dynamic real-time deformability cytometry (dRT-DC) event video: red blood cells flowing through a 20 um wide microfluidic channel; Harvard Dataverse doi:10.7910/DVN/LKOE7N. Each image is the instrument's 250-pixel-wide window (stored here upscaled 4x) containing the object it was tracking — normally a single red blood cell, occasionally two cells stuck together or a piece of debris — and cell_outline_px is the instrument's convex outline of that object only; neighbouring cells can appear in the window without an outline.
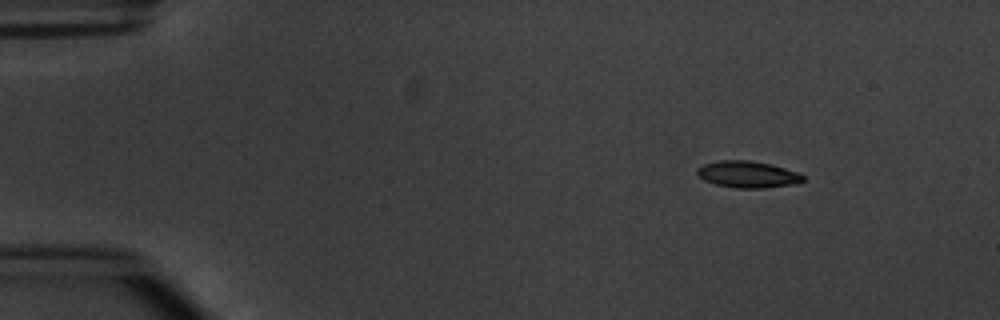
{"species": "common noctule bat (a hibernating species)", "species_latin": "Nyctalus noctula", "temperature_condition": "warm", "stored_images_in_passage": 5, "camera_frame_rate_fps": 3000, "um_per_image_px": 0.085, "animal": {"sex": "male", "body_mass_g": 20.1, "forearm_length_mm": 53.5}, "frame": {"image": 1, "passage_image": 1, "time_ms": 0.0, "image_size_px": [1000, 320], "cell_outline_px": [[804, 180], [796, 184], [764, 188], [736, 188], [716, 184], [704, 180], [696, 172], [696, 168], [704, 164], [720, 160], [748, 160], [768, 164], [784, 168], [796, 172], [804, 176]], "centroid_in_image_um": [63.54, 14.83], "position_along_channel_um": 21.5, "area_um2": 16.3}}
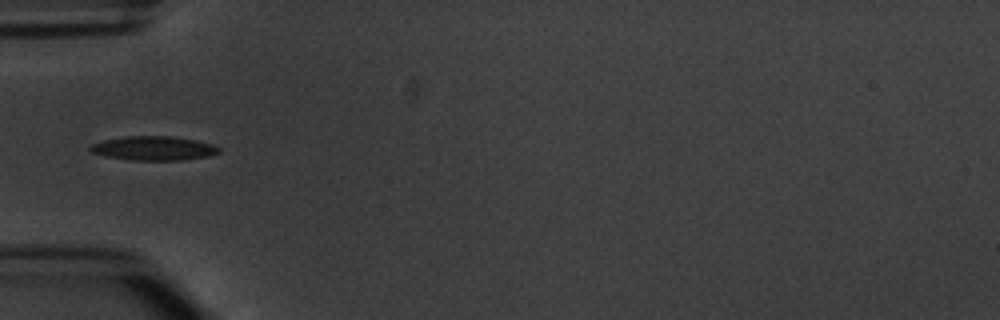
{"frame": {"image": 2, "passage_image": 4, "time_ms": 3.667, "image_size_px": [1000, 320], "cell_outline_px": [[220, 152], [208, 156], [180, 160], [132, 160], [104, 156], [92, 152], [88, 148], [92, 144], [104, 140], [128, 136], [168, 136], [196, 140], [212, 144], [220, 148]], "centroid_in_image_um": [13.06, 12.6], "position_along_channel_um": 71.9, "area_um2": 17.92}}